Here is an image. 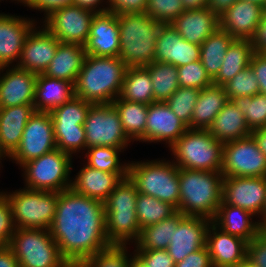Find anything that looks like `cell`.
Wrapping results in <instances>:
<instances>
[{
    "label": "cell",
    "instance_id": "1",
    "mask_svg": "<svg viewBox=\"0 0 266 267\" xmlns=\"http://www.w3.org/2000/svg\"><path fill=\"white\" fill-rule=\"evenodd\" d=\"M61 256L71 267L111 245L105 231L104 203L74 192H58L49 229Z\"/></svg>",
    "mask_w": 266,
    "mask_h": 267
},
{
    "label": "cell",
    "instance_id": "2",
    "mask_svg": "<svg viewBox=\"0 0 266 267\" xmlns=\"http://www.w3.org/2000/svg\"><path fill=\"white\" fill-rule=\"evenodd\" d=\"M126 69L119 57L86 55L74 84L75 96L93 104H111L120 95Z\"/></svg>",
    "mask_w": 266,
    "mask_h": 267
},
{
    "label": "cell",
    "instance_id": "3",
    "mask_svg": "<svg viewBox=\"0 0 266 267\" xmlns=\"http://www.w3.org/2000/svg\"><path fill=\"white\" fill-rule=\"evenodd\" d=\"M180 198L178 210L185 216L214 219L222 202L221 172L178 168Z\"/></svg>",
    "mask_w": 266,
    "mask_h": 267
},
{
    "label": "cell",
    "instance_id": "4",
    "mask_svg": "<svg viewBox=\"0 0 266 267\" xmlns=\"http://www.w3.org/2000/svg\"><path fill=\"white\" fill-rule=\"evenodd\" d=\"M119 58L127 67H143L155 61L160 23L146 13L117 15Z\"/></svg>",
    "mask_w": 266,
    "mask_h": 267
},
{
    "label": "cell",
    "instance_id": "5",
    "mask_svg": "<svg viewBox=\"0 0 266 267\" xmlns=\"http://www.w3.org/2000/svg\"><path fill=\"white\" fill-rule=\"evenodd\" d=\"M137 196L135 183L127 176L104 202L105 231L110 244L130 245L139 238L141 228L136 215Z\"/></svg>",
    "mask_w": 266,
    "mask_h": 267
},
{
    "label": "cell",
    "instance_id": "6",
    "mask_svg": "<svg viewBox=\"0 0 266 267\" xmlns=\"http://www.w3.org/2000/svg\"><path fill=\"white\" fill-rule=\"evenodd\" d=\"M128 176L139 193L153 196L178 210L180 182L178 167L173 161H131L128 165Z\"/></svg>",
    "mask_w": 266,
    "mask_h": 267
},
{
    "label": "cell",
    "instance_id": "7",
    "mask_svg": "<svg viewBox=\"0 0 266 267\" xmlns=\"http://www.w3.org/2000/svg\"><path fill=\"white\" fill-rule=\"evenodd\" d=\"M169 150L178 168L222 171L223 143L208 130L188 129Z\"/></svg>",
    "mask_w": 266,
    "mask_h": 267
},
{
    "label": "cell",
    "instance_id": "8",
    "mask_svg": "<svg viewBox=\"0 0 266 267\" xmlns=\"http://www.w3.org/2000/svg\"><path fill=\"white\" fill-rule=\"evenodd\" d=\"M8 247L19 267H71L61 256L49 230L17 228Z\"/></svg>",
    "mask_w": 266,
    "mask_h": 267
},
{
    "label": "cell",
    "instance_id": "9",
    "mask_svg": "<svg viewBox=\"0 0 266 267\" xmlns=\"http://www.w3.org/2000/svg\"><path fill=\"white\" fill-rule=\"evenodd\" d=\"M4 193L11 205L16 228L50 229L57 208L58 192L20 188Z\"/></svg>",
    "mask_w": 266,
    "mask_h": 267
},
{
    "label": "cell",
    "instance_id": "10",
    "mask_svg": "<svg viewBox=\"0 0 266 267\" xmlns=\"http://www.w3.org/2000/svg\"><path fill=\"white\" fill-rule=\"evenodd\" d=\"M72 157L56 148L24 163L20 168H23L25 188L48 192L70 189Z\"/></svg>",
    "mask_w": 266,
    "mask_h": 267
},
{
    "label": "cell",
    "instance_id": "11",
    "mask_svg": "<svg viewBox=\"0 0 266 267\" xmlns=\"http://www.w3.org/2000/svg\"><path fill=\"white\" fill-rule=\"evenodd\" d=\"M83 127L86 149L93 146H111L124 151L132 142L125 134L119 113L112 104H93Z\"/></svg>",
    "mask_w": 266,
    "mask_h": 267
},
{
    "label": "cell",
    "instance_id": "12",
    "mask_svg": "<svg viewBox=\"0 0 266 267\" xmlns=\"http://www.w3.org/2000/svg\"><path fill=\"white\" fill-rule=\"evenodd\" d=\"M223 176L266 177V156L250 135L223 144Z\"/></svg>",
    "mask_w": 266,
    "mask_h": 267
},
{
    "label": "cell",
    "instance_id": "13",
    "mask_svg": "<svg viewBox=\"0 0 266 267\" xmlns=\"http://www.w3.org/2000/svg\"><path fill=\"white\" fill-rule=\"evenodd\" d=\"M57 148L50 112L35 111L29 118L19 146L9 156L20 167Z\"/></svg>",
    "mask_w": 266,
    "mask_h": 267
},
{
    "label": "cell",
    "instance_id": "14",
    "mask_svg": "<svg viewBox=\"0 0 266 267\" xmlns=\"http://www.w3.org/2000/svg\"><path fill=\"white\" fill-rule=\"evenodd\" d=\"M95 12L71 4L46 16L43 25L60 42L85 45Z\"/></svg>",
    "mask_w": 266,
    "mask_h": 267
},
{
    "label": "cell",
    "instance_id": "15",
    "mask_svg": "<svg viewBox=\"0 0 266 267\" xmlns=\"http://www.w3.org/2000/svg\"><path fill=\"white\" fill-rule=\"evenodd\" d=\"M222 201L262 218L266 203V177L223 176Z\"/></svg>",
    "mask_w": 266,
    "mask_h": 267
},
{
    "label": "cell",
    "instance_id": "16",
    "mask_svg": "<svg viewBox=\"0 0 266 267\" xmlns=\"http://www.w3.org/2000/svg\"><path fill=\"white\" fill-rule=\"evenodd\" d=\"M38 29L39 26H35L26 37L15 66L35 74H43L54 58L60 41L44 26Z\"/></svg>",
    "mask_w": 266,
    "mask_h": 267
},
{
    "label": "cell",
    "instance_id": "17",
    "mask_svg": "<svg viewBox=\"0 0 266 267\" xmlns=\"http://www.w3.org/2000/svg\"><path fill=\"white\" fill-rule=\"evenodd\" d=\"M36 79L37 74L17 66L0 67V108L34 105Z\"/></svg>",
    "mask_w": 266,
    "mask_h": 267
},
{
    "label": "cell",
    "instance_id": "18",
    "mask_svg": "<svg viewBox=\"0 0 266 267\" xmlns=\"http://www.w3.org/2000/svg\"><path fill=\"white\" fill-rule=\"evenodd\" d=\"M119 36V22L116 14L109 11L95 13L88 40L84 45L86 54L97 57H118Z\"/></svg>",
    "mask_w": 266,
    "mask_h": 267
},
{
    "label": "cell",
    "instance_id": "19",
    "mask_svg": "<svg viewBox=\"0 0 266 267\" xmlns=\"http://www.w3.org/2000/svg\"><path fill=\"white\" fill-rule=\"evenodd\" d=\"M188 126L168 107L166 102H153L148 106L144 142H165L170 148Z\"/></svg>",
    "mask_w": 266,
    "mask_h": 267
},
{
    "label": "cell",
    "instance_id": "20",
    "mask_svg": "<svg viewBox=\"0 0 266 267\" xmlns=\"http://www.w3.org/2000/svg\"><path fill=\"white\" fill-rule=\"evenodd\" d=\"M27 18L0 13V67L17 65L25 39L37 25Z\"/></svg>",
    "mask_w": 266,
    "mask_h": 267
},
{
    "label": "cell",
    "instance_id": "21",
    "mask_svg": "<svg viewBox=\"0 0 266 267\" xmlns=\"http://www.w3.org/2000/svg\"><path fill=\"white\" fill-rule=\"evenodd\" d=\"M211 222L205 217L185 216L178 223L167 248L175 263L206 246V234Z\"/></svg>",
    "mask_w": 266,
    "mask_h": 267
},
{
    "label": "cell",
    "instance_id": "22",
    "mask_svg": "<svg viewBox=\"0 0 266 267\" xmlns=\"http://www.w3.org/2000/svg\"><path fill=\"white\" fill-rule=\"evenodd\" d=\"M248 242L225 233L212 222L206 234V247L213 267H238L247 258Z\"/></svg>",
    "mask_w": 266,
    "mask_h": 267
},
{
    "label": "cell",
    "instance_id": "23",
    "mask_svg": "<svg viewBox=\"0 0 266 267\" xmlns=\"http://www.w3.org/2000/svg\"><path fill=\"white\" fill-rule=\"evenodd\" d=\"M265 9L257 4L237 0L219 16L220 28L234 39L252 40Z\"/></svg>",
    "mask_w": 266,
    "mask_h": 267
},
{
    "label": "cell",
    "instance_id": "24",
    "mask_svg": "<svg viewBox=\"0 0 266 267\" xmlns=\"http://www.w3.org/2000/svg\"><path fill=\"white\" fill-rule=\"evenodd\" d=\"M172 27L188 42L201 45L220 27L219 16L209 7L183 11Z\"/></svg>",
    "mask_w": 266,
    "mask_h": 267
},
{
    "label": "cell",
    "instance_id": "25",
    "mask_svg": "<svg viewBox=\"0 0 266 267\" xmlns=\"http://www.w3.org/2000/svg\"><path fill=\"white\" fill-rule=\"evenodd\" d=\"M253 216L255 215L248 210L227 205L222 201L212 223L225 233L249 243L262 231L259 221H254Z\"/></svg>",
    "mask_w": 266,
    "mask_h": 267
},
{
    "label": "cell",
    "instance_id": "26",
    "mask_svg": "<svg viewBox=\"0 0 266 267\" xmlns=\"http://www.w3.org/2000/svg\"><path fill=\"white\" fill-rule=\"evenodd\" d=\"M73 180L70 188L74 192L104 203L122 178L116 173L93 169L85 164Z\"/></svg>",
    "mask_w": 266,
    "mask_h": 267
},
{
    "label": "cell",
    "instance_id": "27",
    "mask_svg": "<svg viewBox=\"0 0 266 267\" xmlns=\"http://www.w3.org/2000/svg\"><path fill=\"white\" fill-rule=\"evenodd\" d=\"M86 55L83 45L59 42L54 58L43 75L65 80L74 85Z\"/></svg>",
    "mask_w": 266,
    "mask_h": 267
},
{
    "label": "cell",
    "instance_id": "28",
    "mask_svg": "<svg viewBox=\"0 0 266 267\" xmlns=\"http://www.w3.org/2000/svg\"><path fill=\"white\" fill-rule=\"evenodd\" d=\"M34 112V105L0 108V145L9 156L19 146L25 126Z\"/></svg>",
    "mask_w": 266,
    "mask_h": 267
},
{
    "label": "cell",
    "instance_id": "29",
    "mask_svg": "<svg viewBox=\"0 0 266 267\" xmlns=\"http://www.w3.org/2000/svg\"><path fill=\"white\" fill-rule=\"evenodd\" d=\"M74 94V85L68 81L37 74L35 86V111L51 112L69 101Z\"/></svg>",
    "mask_w": 266,
    "mask_h": 267
},
{
    "label": "cell",
    "instance_id": "30",
    "mask_svg": "<svg viewBox=\"0 0 266 267\" xmlns=\"http://www.w3.org/2000/svg\"><path fill=\"white\" fill-rule=\"evenodd\" d=\"M211 135L223 144L251 135L245 117L237 106L229 100L208 128Z\"/></svg>",
    "mask_w": 266,
    "mask_h": 267
},
{
    "label": "cell",
    "instance_id": "31",
    "mask_svg": "<svg viewBox=\"0 0 266 267\" xmlns=\"http://www.w3.org/2000/svg\"><path fill=\"white\" fill-rule=\"evenodd\" d=\"M228 101L221 85L211 84L201 89L192 113L190 129L208 130Z\"/></svg>",
    "mask_w": 266,
    "mask_h": 267
},
{
    "label": "cell",
    "instance_id": "32",
    "mask_svg": "<svg viewBox=\"0 0 266 267\" xmlns=\"http://www.w3.org/2000/svg\"><path fill=\"white\" fill-rule=\"evenodd\" d=\"M255 53L251 40L235 39L227 49L223 65L213 84L223 86L234 78L240 71L250 66L252 55Z\"/></svg>",
    "mask_w": 266,
    "mask_h": 267
},
{
    "label": "cell",
    "instance_id": "33",
    "mask_svg": "<svg viewBox=\"0 0 266 267\" xmlns=\"http://www.w3.org/2000/svg\"><path fill=\"white\" fill-rule=\"evenodd\" d=\"M119 113L120 122L127 137L132 141L144 142L148 106L144 103L125 101L120 97L111 103Z\"/></svg>",
    "mask_w": 266,
    "mask_h": 267
},
{
    "label": "cell",
    "instance_id": "34",
    "mask_svg": "<svg viewBox=\"0 0 266 267\" xmlns=\"http://www.w3.org/2000/svg\"><path fill=\"white\" fill-rule=\"evenodd\" d=\"M234 40L219 27L200 45V61L212 80L220 72L227 49Z\"/></svg>",
    "mask_w": 266,
    "mask_h": 267
},
{
    "label": "cell",
    "instance_id": "35",
    "mask_svg": "<svg viewBox=\"0 0 266 267\" xmlns=\"http://www.w3.org/2000/svg\"><path fill=\"white\" fill-rule=\"evenodd\" d=\"M184 217V214L177 211L171 217L141 229L139 238L134 242L135 250H167L173 230Z\"/></svg>",
    "mask_w": 266,
    "mask_h": 267
},
{
    "label": "cell",
    "instance_id": "36",
    "mask_svg": "<svg viewBox=\"0 0 266 267\" xmlns=\"http://www.w3.org/2000/svg\"><path fill=\"white\" fill-rule=\"evenodd\" d=\"M152 84L149 71L144 66L127 67L119 97L149 105L154 102Z\"/></svg>",
    "mask_w": 266,
    "mask_h": 267
},
{
    "label": "cell",
    "instance_id": "37",
    "mask_svg": "<svg viewBox=\"0 0 266 267\" xmlns=\"http://www.w3.org/2000/svg\"><path fill=\"white\" fill-rule=\"evenodd\" d=\"M144 67L149 71L153 83L154 102H166L179 88L177 67L160 61Z\"/></svg>",
    "mask_w": 266,
    "mask_h": 267
},
{
    "label": "cell",
    "instance_id": "38",
    "mask_svg": "<svg viewBox=\"0 0 266 267\" xmlns=\"http://www.w3.org/2000/svg\"><path fill=\"white\" fill-rule=\"evenodd\" d=\"M84 164L93 169L102 170L109 173H116L122 179L128 176V163L122 164L119 160L120 148L111 146H93L86 149Z\"/></svg>",
    "mask_w": 266,
    "mask_h": 267
},
{
    "label": "cell",
    "instance_id": "39",
    "mask_svg": "<svg viewBox=\"0 0 266 267\" xmlns=\"http://www.w3.org/2000/svg\"><path fill=\"white\" fill-rule=\"evenodd\" d=\"M176 212L173 205L138 192L136 215L141 229L167 219Z\"/></svg>",
    "mask_w": 266,
    "mask_h": 267
},
{
    "label": "cell",
    "instance_id": "40",
    "mask_svg": "<svg viewBox=\"0 0 266 267\" xmlns=\"http://www.w3.org/2000/svg\"><path fill=\"white\" fill-rule=\"evenodd\" d=\"M92 105L91 102L73 96L69 101L50 112L54 128L83 127Z\"/></svg>",
    "mask_w": 266,
    "mask_h": 267
},
{
    "label": "cell",
    "instance_id": "41",
    "mask_svg": "<svg viewBox=\"0 0 266 267\" xmlns=\"http://www.w3.org/2000/svg\"><path fill=\"white\" fill-rule=\"evenodd\" d=\"M231 101L242 112L251 131L266 127V95L234 97Z\"/></svg>",
    "mask_w": 266,
    "mask_h": 267
},
{
    "label": "cell",
    "instance_id": "42",
    "mask_svg": "<svg viewBox=\"0 0 266 267\" xmlns=\"http://www.w3.org/2000/svg\"><path fill=\"white\" fill-rule=\"evenodd\" d=\"M127 250V245L111 244L83 260L76 267H130L133 256L132 254L130 256Z\"/></svg>",
    "mask_w": 266,
    "mask_h": 267
},
{
    "label": "cell",
    "instance_id": "43",
    "mask_svg": "<svg viewBox=\"0 0 266 267\" xmlns=\"http://www.w3.org/2000/svg\"><path fill=\"white\" fill-rule=\"evenodd\" d=\"M200 93L196 88L179 87L166 101L173 113L190 129L195 104Z\"/></svg>",
    "mask_w": 266,
    "mask_h": 267
},
{
    "label": "cell",
    "instance_id": "44",
    "mask_svg": "<svg viewBox=\"0 0 266 267\" xmlns=\"http://www.w3.org/2000/svg\"><path fill=\"white\" fill-rule=\"evenodd\" d=\"M228 100L234 97L254 96L259 93V83L251 66L240 71L234 78L223 85Z\"/></svg>",
    "mask_w": 266,
    "mask_h": 267
},
{
    "label": "cell",
    "instance_id": "45",
    "mask_svg": "<svg viewBox=\"0 0 266 267\" xmlns=\"http://www.w3.org/2000/svg\"><path fill=\"white\" fill-rule=\"evenodd\" d=\"M183 11L182 0H147L145 9V13L160 24H171Z\"/></svg>",
    "mask_w": 266,
    "mask_h": 267
},
{
    "label": "cell",
    "instance_id": "46",
    "mask_svg": "<svg viewBox=\"0 0 266 267\" xmlns=\"http://www.w3.org/2000/svg\"><path fill=\"white\" fill-rule=\"evenodd\" d=\"M179 87L204 89L213 84L201 61L177 67Z\"/></svg>",
    "mask_w": 266,
    "mask_h": 267
},
{
    "label": "cell",
    "instance_id": "47",
    "mask_svg": "<svg viewBox=\"0 0 266 267\" xmlns=\"http://www.w3.org/2000/svg\"><path fill=\"white\" fill-rule=\"evenodd\" d=\"M57 149L72 154L86 150L84 127L54 128Z\"/></svg>",
    "mask_w": 266,
    "mask_h": 267
},
{
    "label": "cell",
    "instance_id": "48",
    "mask_svg": "<svg viewBox=\"0 0 266 267\" xmlns=\"http://www.w3.org/2000/svg\"><path fill=\"white\" fill-rule=\"evenodd\" d=\"M175 29L171 24H160L155 49V61L174 65Z\"/></svg>",
    "mask_w": 266,
    "mask_h": 267
},
{
    "label": "cell",
    "instance_id": "49",
    "mask_svg": "<svg viewBox=\"0 0 266 267\" xmlns=\"http://www.w3.org/2000/svg\"><path fill=\"white\" fill-rule=\"evenodd\" d=\"M200 60V46L183 39L175 30L174 65L180 67Z\"/></svg>",
    "mask_w": 266,
    "mask_h": 267
},
{
    "label": "cell",
    "instance_id": "50",
    "mask_svg": "<svg viewBox=\"0 0 266 267\" xmlns=\"http://www.w3.org/2000/svg\"><path fill=\"white\" fill-rule=\"evenodd\" d=\"M16 229L11 205L2 191L0 192V246H8Z\"/></svg>",
    "mask_w": 266,
    "mask_h": 267
},
{
    "label": "cell",
    "instance_id": "51",
    "mask_svg": "<svg viewBox=\"0 0 266 267\" xmlns=\"http://www.w3.org/2000/svg\"><path fill=\"white\" fill-rule=\"evenodd\" d=\"M135 255L147 267H175L176 263L169 256L167 250H134Z\"/></svg>",
    "mask_w": 266,
    "mask_h": 267
},
{
    "label": "cell",
    "instance_id": "52",
    "mask_svg": "<svg viewBox=\"0 0 266 267\" xmlns=\"http://www.w3.org/2000/svg\"><path fill=\"white\" fill-rule=\"evenodd\" d=\"M247 259L257 266H266V233L263 230L248 243Z\"/></svg>",
    "mask_w": 266,
    "mask_h": 267
},
{
    "label": "cell",
    "instance_id": "53",
    "mask_svg": "<svg viewBox=\"0 0 266 267\" xmlns=\"http://www.w3.org/2000/svg\"><path fill=\"white\" fill-rule=\"evenodd\" d=\"M147 0H108V11L116 15L145 13Z\"/></svg>",
    "mask_w": 266,
    "mask_h": 267
},
{
    "label": "cell",
    "instance_id": "54",
    "mask_svg": "<svg viewBox=\"0 0 266 267\" xmlns=\"http://www.w3.org/2000/svg\"><path fill=\"white\" fill-rule=\"evenodd\" d=\"M175 267H213L207 247H203L187 255Z\"/></svg>",
    "mask_w": 266,
    "mask_h": 267
},
{
    "label": "cell",
    "instance_id": "55",
    "mask_svg": "<svg viewBox=\"0 0 266 267\" xmlns=\"http://www.w3.org/2000/svg\"><path fill=\"white\" fill-rule=\"evenodd\" d=\"M250 66L259 83V93L266 95V55L255 52L252 55Z\"/></svg>",
    "mask_w": 266,
    "mask_h": 267
},
{
    "label": "cell",
    "instance_id": "56",
    "mask_svg": "<svg viewBox=\"0 0 266 267\" xmlns=\"http://www.w3.org/2000/svg\"><path fill=\"white\" fill-rule=\"evenodd\" d=\"M73 0H26L23 5L30 9L44 11V16H48L51 12L61 7L71 5Z\"/></svg>",
    "mask_w": 266,
    "mask_h": 267
},
{
    "label": "cell",
    "instance_id": "57",
    "mask_svg": "<svg viewBox=\"0 0 266 267\" xmlns=\"http://www.w3.org/2000/svg\"><path fill=\"white\" fill-rule=\"evenodd\" d=\"M255 52L264 53L266 51V9L262 20L257 28L254 38L251 40Z\"/></svg>",
    "mask_w": 266,
    "mask_h": 267
},
{
    "label": "cell",
    "instance_id": "58",
    "mask_svg": "<svg viewBox=\"0 0 266 267\" xmlns=\"http://www.w3.org/2000/svg\"><path fill=\"white\" fill-rule=\"evenodd\" d=\"M103 2H106V7L102 5ZM72 4L77 5L81 8L92 10L95 13H102L108 11V0H73ZM100 4L101 6H99Z\"/></svg>",
    "mask_w": 266,
    "mask_h": 267
},
{
    "label": "cell",
    "instance_id": "59",
    "mask_svg": "<svg viewBox=\"0 0 266 267\" xmlns=\"http://www.w3.org/2000/svg\"><path fill=\"white\" fill-rule=\"evenodd\" d=\"M0 267H19V263L8 246H0Z\"/></svg>",
    "mask_w": 266,
    "mask_h": 267
},
{
    "label": "cell",
    "instance_id": "60",
    "mask_svg": "<svg viewBox=\"0 0 266 267\" xmlns=\"http://www.w3.org/2000/svg\"><path fill=\"white\" fill-rule=\"evenodd\" d=\"M237 0H208V6L218 16L224 13Z\"/></svg>",
    "mask_w": 266,
    "mask_h": 267
},
{
    "label": "cell",
    "instance_id": "61",
    "mask_svg": "<svg viewBox=\"0 0 266 267\" xmlns=\"http://www.w3.org/2000/svg\"><path fill=\"white\" fill-rule=\"evenodd\" d=\"M251 136L256 141L258 148L266 156V127L253 130Z\"/></svg>",
    "mask_w": 266,
    "mask_h": 267
},
{
    "label": "cell",
    "instance_id": "62",
    "mask_svg": "<svg viewBox=\"0 0 266 267\" xmlns=\"http://www.w3.org/2000/svg\"><path fill=\"white\" fill-rule=\"evenodd\" d=\"M185 10L206 8L208 0H182Z\"/></svg>",
    "mask_w": 266,
    "mask_h": 267
},
{
    "label": "cell",
    "instance_id": "63",
    "mask_svg": "<svg viewBox=\"0 0 266 267\" xmlns=\"http://www.w3.org/2000/svg\"><path fill=\"white\" fill-rule=\"evenodd\" d=\"M133 257L130 262V267H147L135 254L132 253Z\"/></svg>",
    "mask_w": 266,
    "mask_h": 267
},
{
    "label": "cell",
    "instance_id": "64",
    "mask_svg": "<svg viewBox=\"0 0 266 267\" xmlns=\"http://www.w3.org/2000/svg\"><path fill=\"white\" fill-rule=\"evenodd\" d=\"M259 224L261 226V228L263 229L266 226V203L262 212V218H260Z\"/></svg>",
    "mask_w": 266,
    "mask_h": 267
},
{
    "label": "cell",
    "instance_id": "65",
    "mask_svg": "<svg viewBox=\"0 0 266 267\" xmlns=\"http://www.w3.org/2000/svg\"><path fill=\"white\" fill-rule=\"evenodd\" d=\"M238 267H260V266L255 265L246 258Z\"/></svg>",
    "mask_w": 266,
    "mask_h": 267
},
{
    "label": "cell",
    "instance_id": "66",
    "mask_svg": "<svg viewBox=\"0 0 266 267\" xmlns=\"http://www.w3.org/2000/svg\"><path fill=\"white\" fill-rule=\"evenodd\" d=\"M243 1H248L254 4H257L261 7H263L264 9H266V0H243Z\"/></svg>",
    "mask_w": 266,
    "mask_h": 267
},
{
    "label": "cell",
    "instance_id": "67",
    "mask_svg": "<svg viewBox=\"0 0 266 267\" xmlns=\"http://www.w3.org/2000/svg\"><path fill=\"white\" fill-rule=\"evenodd\" d=\"M6 157L9 158V155L1 148V145H0V163H1L2 158L6 159Z\"/></svg>",
    "mask_w": 266,
    "mask_h": 267
},
{
    "label": "cell",
    "instance_id": "68",
    "mask_svg": "<svg viewBox=\"0 0 266 267\" xmlns=\"http://www.w3.org/2000/svg\"><path fill=\"white\" fill-rule=\"evenodd\" d=\"M25 1H26V0H17V4H18V3L23 4Z\"/></svg>",
    "mask_w": 266,
    "mask_h": 267
},
{
    "label": "cell",
    "instance_id": "69",
    "mask_svg": "<svg viewBox=\"0 0 266 267\" xmlns=\"http://www.w3.org/2000/svg\"><path fill=\"white\" fill-rule=\"evenodd\" d=\"M262 230L266 233V226Z\"/></svg>",
    "mask_w": 266,
    "mask_h": 267
}]
</instances>
